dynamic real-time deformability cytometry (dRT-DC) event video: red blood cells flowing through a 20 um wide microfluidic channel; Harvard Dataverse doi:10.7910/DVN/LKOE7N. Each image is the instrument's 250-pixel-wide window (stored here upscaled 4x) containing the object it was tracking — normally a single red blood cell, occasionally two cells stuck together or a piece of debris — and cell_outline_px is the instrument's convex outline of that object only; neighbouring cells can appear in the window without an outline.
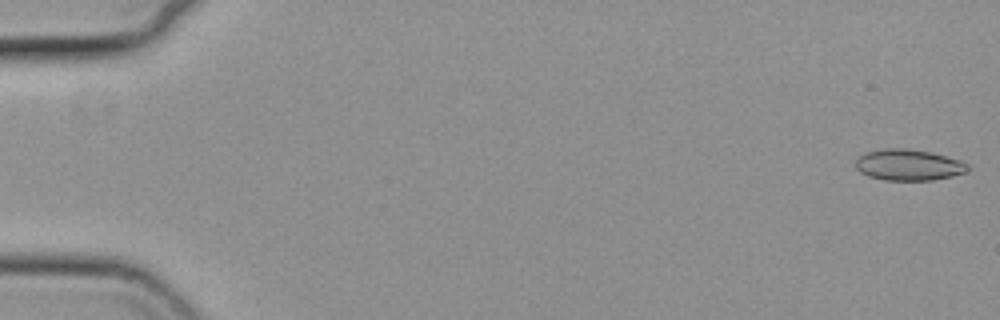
{"species": "common noctule bat (a hibernating species)", "species_latin": "Nyctalus noctula", "temperature_condition": "cold", "stored_images_in_passage": 56, "camera_frame_rate_fps": 3000, "um_per_image_px": 0.085, "animal": {"sex": "female", "body_mass_g": 19.3, "forearm_length_mm": 54.1}, "frame": {"image": 1, "passage_image": 1, "time_ms": 0.0, "image_size_px": [1000, 320], "cell_outline_px": [[968, 172], [952, 176], [932, 180], [884, 180], [868, 176], [860, 172], [856, 168], [856, 160], [864, 152], [884, 148], [908, 148], [932, 152], [968, 164]], "centroid_in_image_um": [77.19, 14.01], "position_along_channel_um": 7.8, "area_um2": 20.35}}
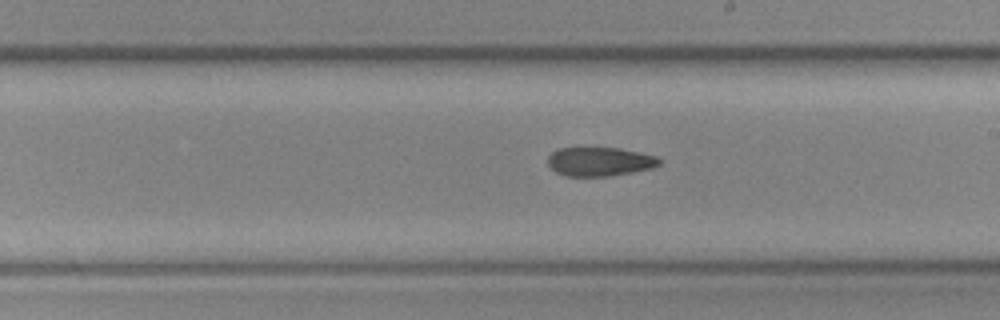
{"frame": {"image": 2, "passage_image": 33, "time_ms": 10.667, "image_size_px": [1000, 320], "cell_outline_px": [[660, 164], [652, 168], [632, 172], [608, 176], [564, 176], [556, 172], [548, 164], [548, 156], [556, 148], [616, 148], [656, 156], [660, 160]], "centroid_in_image_um": [50.93, 13.74], "position_along_channel_um": 238.1, "area_um2": 18.61}}
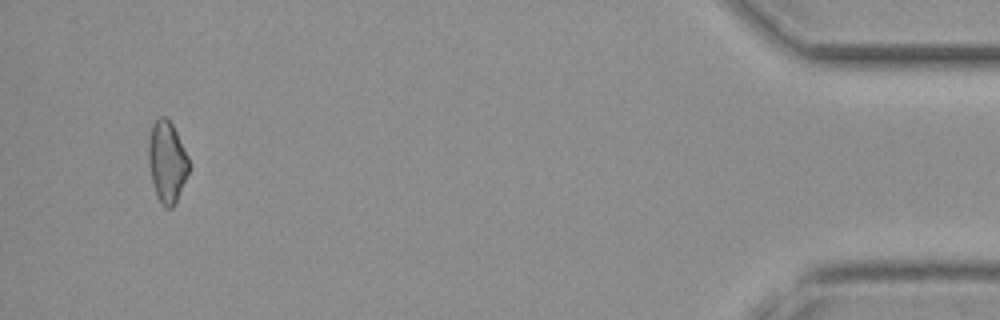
{"frame": {"image": 3, "passage_image": 54, "time_ms": 17.667, "image_size_px": [1000, 320], "cell_outline_px": [[188, 172], [176, 204], [172, 208], [164, 208], [160, 204], [156, 196], [148, 164], [148, 140], [152, 124], [160, 116], [164, 116], [172, 124], [188, 156]], "centroid_in_image_um": [14.17, 13.79], "position_along_channel_um": 421.0, "area_um2": 19.19}}